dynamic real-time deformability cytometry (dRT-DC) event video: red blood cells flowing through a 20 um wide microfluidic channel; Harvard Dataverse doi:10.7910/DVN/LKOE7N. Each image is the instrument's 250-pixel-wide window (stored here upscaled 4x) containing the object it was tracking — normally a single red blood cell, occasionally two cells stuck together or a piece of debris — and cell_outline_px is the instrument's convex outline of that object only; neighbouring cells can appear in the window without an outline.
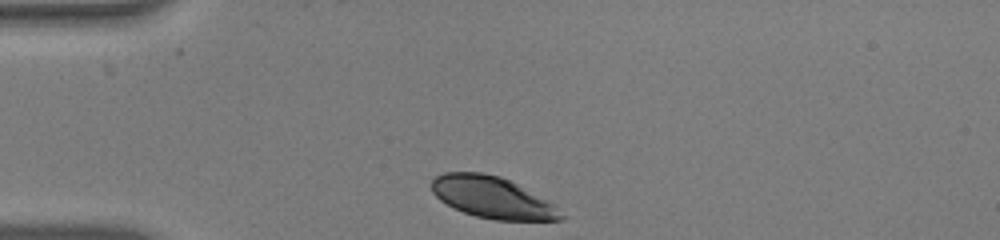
{"species": "human", "species_latin": "Homo sapiens", "temperature_condition": "warm", "stored_images_in_passage": 31, "camera_frame_rate_fps": 3000, "um_per_image_px": 0.085, "donor": {"sex": "male"}, "frame": {"image": 1, "passage_image": 1, "time_ms": 0.0, "image_size_px": [1000, 240], "cell_outline_px": [[568, 216], [564, 220], [496, 220], [476, 216], [464, 212], [440, 200], [432, 192], [432, 180], [436, 176], [444, 172], [484, 172], [500, 176], [556, 204]], "centroid_in_image_um": [41.92, 16.79], "position_along_channel_um": 43.1, "area_um2": 31.39}}
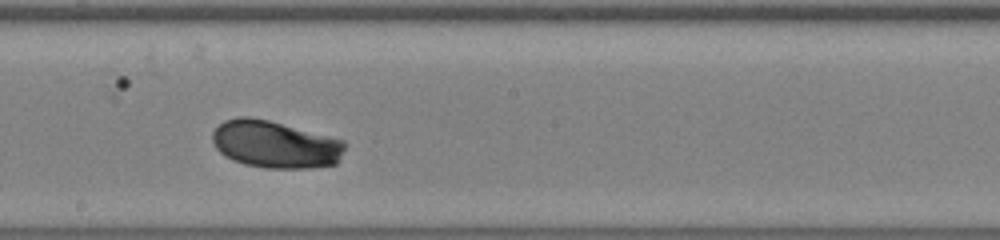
{"frame": {"image": 2, "passage_image": 18, "time_ms": 5.667, "image_size_px": [1000, 240], "cell_outline_px": [[348, 144], [336, 164], [312, 168], [264, 168], [244, 164], [232, 160], [220, 152], [216, 148], [212, 140], [212, 132], [224, 120], [236, 116], [248, 116], [268, 120], [344, 140]], "centroid_in_image_um": [23.39, 12.27], "position_along_channel_um": 224.8, "area_um2": 36.7}}
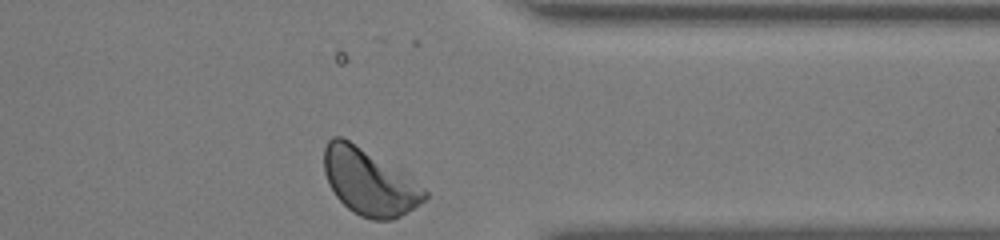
{"frame": {"image": 3, "passage_image": 31, "time_ms": 10.0, "image_size_px": [1000, 240], "cell_outline_px": [[428, 196], [424, 200], [400, 216], [392, 220], [372, 220], [360, 216], [352, 212], [336, 196], [324, 172], [324, 148], [328, 140], [332, 136], [340, 136], [348, 140], [412, 180], [424, 188], [428, 192]], "centroid_in_image_um": [31.33, 15.5], "position_along_channel_um": 380.1, "area_um2": 37.57}, "authors_computed_cell_mechanics": {"area_um2": 35.9516, "velocity_mm_per_s": 3.7587, "shape_relaxation_time_tau1_ms": 2.03, "shape_relaxation_time_tau2_ms": null, "deformation_change_tau1": 0.115, "deformation_change_tau2": null}}